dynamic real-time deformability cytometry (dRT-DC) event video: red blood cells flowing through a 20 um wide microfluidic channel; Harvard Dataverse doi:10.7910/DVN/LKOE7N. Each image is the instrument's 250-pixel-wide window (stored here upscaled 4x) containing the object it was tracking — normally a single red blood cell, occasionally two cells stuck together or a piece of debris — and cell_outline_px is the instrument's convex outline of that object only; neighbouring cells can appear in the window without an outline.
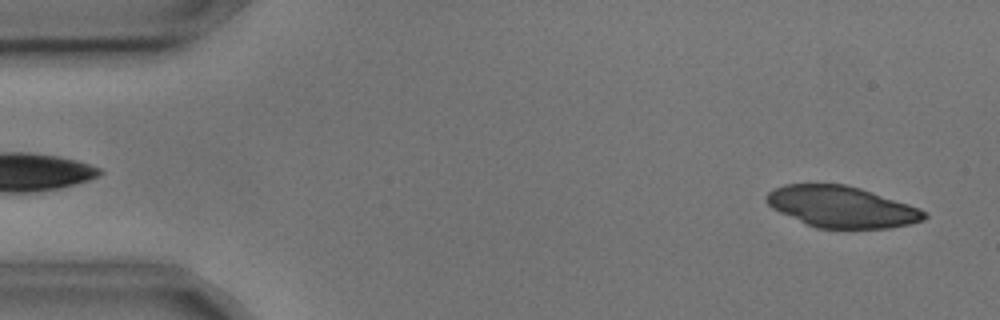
{"species": "common noctule bat (a hibernating species)", "species_latin": "Nyctalus noctula", "temperature_condition": "cold", "stored_images_in_passage": 5, "camera_frame_rate_fps": 3000, "um_per_image_px": 0.085, "animal": {"sex": "male", "body_mass_g": 17.9, "forearm_length_mm": 54.2}, "frame": {"image": 1, "passage_image": 5, "time_ms": 1.333, "image_size_px": [1000, 320], "cell_outline_px": [[928, 216], [924, 220], [908, 224], [888, 228], [816, 228], [780, 212], [772, 208], [764, 200], [764, 196], [768, 192], [784, 184], [844, 184], [860, 188], [920, 208], [928, 212]], "centroid_in_image_um": [71.53, 17.58], "position_along_channel_um": 13.5, "area_um2": 37.8}}